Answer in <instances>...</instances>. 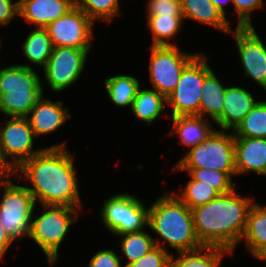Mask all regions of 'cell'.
<instances>
[{"mask_svg":"<svg viewBox=\"0 0 266 267\" xmlns=\"http://www.w3.org/2000/svg\"><path fill=\"white\" fill-rule=\"evenodd\" d=\"M171 255L165 247L155 246L138 261L126 267H171Z\"/></svg>","mask_w":266,"mask_h":267,"instance_id":"836d02e7","label":"cell"},{"mask_svg":"<svg viewBox=\"0 0 266 267\" xmlns=\"http://www.w3.org/2000/svg\"><path fill=\"white\" fill-rule=\"evenodd\" d=\"M95 23L76 5L45 28L54 47L91 49Z\"/></svg>","mask_w":266,"mask_h":267,"instance_id":"7c38bea8","label":"cell"},{"mask_svg":"<svg viewBox=\"0 0 266 267\" xmlns=\"http://www.w3.org/2000/svg\"><path fill=\"white\" fill-rule=\"evenodd\" d=\"M75 6V0H23L19 16L34 27L45 28Z\"/></svg>","mask_w":266,"mask_h":267,"instance_id":"e0dca14e","label":"cell"},{"mask_svg":"<svg viewBox=\"0 0 266 267\" xmlns=\"http://www.w3.org/2000/svg\"><path fill=\"white\" fill-rule=\"evenodd\" d=\"M91 49L73 47H54L43 68L45 79L50 89L61 92L75 83L85 68L86 60Z\"/></svg>","mask_w":266,"mask_h":267,"instance_id":"8fae6325","label":"cell"},{"mask_svg":"<svg viewBox=\"0 0 266 267\" xmlns=\"http://www.w3.org/2000/svg\"><path fill=\"white\" fill-rule=\"evenodd\" d=\"M30 65L0 67V112L7 117H27L43 96L41 79Z\"/></svg>","mask_w":266,"mask_h":267,"instance_id":"277c9868","label":"cell"},{"mask_svg":"<svg viewBox=\"0 0 266 267\" xmlns=\"http://www.w3.org/2000/svg\"><path fill=\"white\" fill-rule=\"evenodd\" d=\"M147 15H182L181 0H149Z\"/></svg>","mask_w":266,"mask_h":267,"instance_id":"e575fe53","label":"cell"},{"mask_svg":"<svg viewBox=\"0 0 266 267\" xmlns=\"http://www.w3.org/2000/svg\"><path fill=\"white\" fill-rule=\"evenodd\" d=\"M226 89L227 86L221 84L214 71L204 79L200 101L201 117L206 118L209 115L216 121L222 115Z\"/></svg>","mask_w":266,"mask_h":267,"instance_id":"7402d4cb","label":"cell"},{"mask_svg":"<svg viewBox=\"0 0 266 267\" xmlns=\"http://www.w3.org/2000/svg\"><path fill=\"white\" fill-rule=\"evenodd\" d=\"M181 9L184 21H197L228 34L232 31L227 17L223 16L211 0H181Z\"/></svg>","mask_w":266,"mask_h":267,"instance_id":"d6986e66","label":"cell"},{"mask_svg":"<svg viewBox=\"0 0 266 267\" xmlns=\"http://www.w3.org/2000/svg\"><path fill=\"white\" fill-rule=\"evenodd\" d=\"M208 56L198 53L183 69L176 88L168 95L171 117L200 116V101L204 79L212 72Z\"/></svg>","mask_w":266,"mask_h":267,"instance_id":"ba28073f","label":"cell"},{"mask_svg":"<svg viewBox=\"0 0 266 267\" xmlns=\"http://www.w3.org/2000/svg\"><path fill=\"white\" fill-rule=\"evenodd\" d=\"M11 176H14V172L9 166H7L0 154V182Z\"/></svg>","mask_w":266,"mask_h":267,"instance_id":"ab89813d","label":"cell"},{"mask_svg":"<svg viewBox=\"0 0 266 267\" xmlns=\"http://www.w3.org/2000/svg\"><path fill=\"white\" fill-rule=\"evenodd\" d=\"M233 133L234 137L266 138V100L258 101Z\"/></svg>","mask_w":266,"mask_h":267,"instance_id":"f1b7e54d","label":"cell"},{"mask_svg":"<svg viewBox=\"0 0 266 267\" xmlns=\"http://www.w3.org/2000/svg\"><path fill=\"white\" fill-rule=\"evenodd\" d=\"M190 209L206 204L215 199L219 193L204 182L189 179L180 194L173 192Z\"/></svg>","mask_w":266,"mask_h":267,"instance_id":"1f68e13d","label":"cell"},{"mask_svg":"<svg viewBox=\"0 0 266 267\" xmlns=\"http://www.w3.org/2000/svg\"><path fill=\"white\" fill-rule=\"evenodd\" d=\"M149 208L138 197L124 193V216L121 234L138 232L148 227Z\"/></svg>","mask_w":266,"mask_h":267,"instance_id":"83f0119b","label":"cell"},{"mask_svg":"<svg viewBox=\"0 0 266 267\" xmlns=\"http://www.w3.org/2000/svg\"><path fill=\"white\" fill-rule=\"evenodd\" d=\"M232 2L234 3V0H211V2L216 6V8L223 14V16L226 17V11L224 6H226V4L228 2Z\"/></svg>","mask_w":266,"mask_h":267,"instance_id":"60d3db41","label":"cell"},{"mask_svg":"<svg viewBox=\"0 0 266 267\" xmlns=\"http://www.w3.org/2000/svg\"><path fill=\"white\" fill-rule=\"evenodd\" d=\"M173 168H204L236 175L234 133L215 130L205 141L187 149L185 156Z\"/></svg>","mask_w":266,"mask_h":267,"instance_id":"8992f818","label":"cell"},{"mask_svg":"<svg viewBox=\"0 0 266 267\" xmlns=\"http://www.w3.org/2000/svg\"><path fill=\"white\" fill-rule=\"evenodd\" d=\"M226 253L231 254L227 249L212 246L178 252L177 258L171 255V267H218Z\"/></svg>","mask_w":266,"mask_h":267,"instance_id":"603a6c76","label":"cell"},{"mask_svg":"<svg viewBox=\"0 0 266 267\" xmlns=\"http://www.w3.org/2000/svg\"><path fill=\"white\" fill-rule=\"evenodd\" d=\"M254 258H256L257 260H261L266 261V247H264L263 249H261L255 256Z\"/></svg>","mask_w":266,"mask_h":267,"instance_id":"b9f144b4","label":"cell"},{"mask_svg":"<svg viewBox=\"0 0 266 267\" xmlns=\"http://www.w3.org/2000/svg\"><path fill=\"white\" fill-rule=\"evenodd\" d=\"M66 143L44 148L26 160L14 176L24 174L31 187H26L34 196L35 202L42 205L70 206L82 208L79 194V181L76 175L74 157L66 148Z\"/></svg>","mask_w":266,"mask_h":267,"instance_id":"6da1fadb","label":"cell"},{"mask_svg":"<svg viewBox=\"0 0 266 267\" xmlns=\"http://www.w3.org/2000/svg\"><path fill=\"white\" fill-rule=\"evenodd\" d=\"M34 137L27 117H9V121L0 127V154L13 172L44 149L33 150ZM8 157L13 161H8Z\"/></svg>","mask_w":266,"mask_h":267,"instance_id":"30bf717a","label":"cell"},{"mask_svg":"<svg viewBox=\"0 0 266 267\" xmlns=\"http://www.w3.org/2000/svg\"><path fill=\"white\" fill-rule=\"evenodd\" d=\"M167 99L154 88H139L133 100L131 111L142 122L151 125L162 114L166 107Z\"/></svg>","mask_w":266,"mask_h":267,"instance_id":"44dd1931","label":"cell"},{"mask_svg":"<svg viewBox=\"0 0 266 267\" xmlns=\"http://www.w3.org/2000/svg\"><path fill=\"white\" fill-rule=\"evenodd\" d=\"M120 260L115 251L105 249L91 257L88 267H123Z\"/></svg>","mask_w":266,"mask_h":267,"instance_id":"8d00e7d4","label":"cell"},{"mask_svg":"<svg viewBox=\"0 0 266 267\" xmlns=\"http://www.w3.org/2000/svg\"><path fill=\"white\" fill-rule=\"evenodd\" d=\"M173 171H187L194 180L213 187L219 194H226L235 189L232 178L226 172L204 168H173Z\"/></svg>","mask_w":266,"mask_h":267,"instance_id":"f546056e","label":"cell"},{"mask_svg":"<svg viewBox=\"0 0 266 267\" xmlns=\"http://www.w3.org/2000/svg\"><path fill=\"white\" fill-rule=\"evenodd\" d=\"M258 101L241 86L227 87L222 115L215 121L221 130L234 131Z\"/></svg>","mask_w":266,"mask_h":267,"instance_id":"2e32d148","label":"cell"},{"mask_svg":"<svg viewBox=\"0 0 266 267\" xmlns=\"http://www.w3.org/2000/svg\"><path fill=\"white\" fill-rule=\"evenodd\" d=\"M236 175L258 173L266 177V138L234 137Z\"/></svg>","mask_w":266,"mask_h":267,"instance_id":"5bb4252c","label":"cell"},{"mask_svg":"<svg viewBox=\"0 0 266 267\" xmlns=\"http://www.w3.org/2000/svg\"><path fill=\"white\" fill-rule=\"evenodd\" d=\"M121 237V248L123 256L128 260L127 264L123 265L126 267L128 264L138 261L144 255H146L155 246L163 247L161 239L155 240L151 235L144 231L130 232L117 235Z\"/></svg>","mask_w":266,"mask_h":267,"instance_id":"4316f807","label":"cell"},{"mask_svg":"<svg viewBox=\"0 0 266 267\" xmlns=\"http://www.w3.org/2000/svg\"><path fill=\"white\" fill-rule=\"evenodd\" d=\"M244 69V75L253 79L266 91V45L253 27H236L230 32Z\"/></svg>","mask_w":266,"mask_h":267,"instance_id":"4fadbf2b","label":"cell"},{"mask_svg":"<svg viewBox=\"0 0 266 267\" xmlns=\"http://www.w3.org/2000/svg\"><path fill=\"white\" fill-rule=\"evenodd\" d=\"M253 198L233 189L192 210L195 232L203 246L221 247L231 254L245 231Z\"/></svg>","mask_w":266,"mask_h":267,"instance_id":"7a4b0ae2","label":"cell"},{"mask_svg":"<svg viewBox=\"0 0 266 267\" xmlns=\"http://www.w3.org/2000/svg\"><path fill=\"white\" fill-rule=\"evenodd\" d=\"M0 223L13 241L29 236L36 202L32 193L25 187L15 185L8 177L0 182Z\"/></svg>","mask_w":266,"mask_h":267,"instance_id":"52a82bcc","label":"cell"},{"mask_svg":"<svg viewBox=\"0 0 266 267\" xmlns=\"http://www.w3.org/2000/svg\"><path fill=\"white\" fill-rule=\"evenodd\" d=\"M75 5L94 23L103 20L109 24L113 17H119V0H75Z\"/></svg>","mask_w":266,"mask_h":267,"instance_id":"4dcf8cb0","label":"cell"},{"mask_svg":"<svg viewBox=\"0 0 266 267\" xmlns=\"http://www.w3.org/2000/svg\"><path fill=\"white\" fill-rule=\"evenodd\" d=\"M150 82L166 98L176 88L185 66L198 54L186 53L178 46H151Z\"/></svg>","mask_w":266,"mask_h":267,"instance_id":"9c48e42d","label":"cell"},{"mask_svg":"<svg viewBox=\"0 0 266 267\" xmlns=\"http://www.w3.org/2000/svg\"><path fill=\"white\" fill-rule=\"evenodd\" d=\"M44 212L32 216L29 236L45 253L50 266L58 260V250L81 209L70 206L42 205Z\"/></svg>","mask_w":266,"mask_h":267,"instance_id":"5b68a950","label":"cell"},{"mask_svg":"<svg viewBox=\"0 0 266 267\" xmlns=\"http://www.w3.org/2000/svg\"><path fill=\"white\" fill-rule=\"evenodd\" d=\"M148 227L177 253L203 247L195 232L192 210L172 192L149 206Z\"/></svg>","mask_w":266,"mask_h":267,"instance_id":"3957f363","label":"cell"},{"mask_svg":"<svg viewBox=\"0 0 266 267\" xmlns=\"http://www.w3.org/2000/svg\"><path fill=\"white\" fill-rule=\"evenodd\" d=\"M242 240L253 257L266 247V206L254 202L248 214Z\"/></svg>","mask_w":266,"mask_h":267,"instance_id":"ffe728a7","label":"cell"},{"mask_svg":"<svg viewBox=\"0 0 266 267\" xmlns=\"http://www.w3.org/2000/svg\"><path fill=\"white\" fill-rule=\"evenodd\" d=\"M263 0H234L233 6L238 15L237 27H253L251 12L261 8Z\"/></svg>","mask_w":266,"mask_h":267,"instance_id":"d590c367","label":"cell"},{"mask_svg":"<svg viewBox=\"0 0 266 267\" xmlns=\"http://www.w3.org/2000/svg\"><path fill=\"white\" fill-rule=\"evenodd\" d=\"M13 242L14 241L7 234L3 225L0 223V260H2L3 255L6 253Z\"/></svg>","mask_w":266,"mask_h":267,"instance_id":"f35d334b","label":"cell"},{"mask_svg":"<svg viewBox=\"0 0 266 267\" xmlns=\"http://www.w3.org/2000/svg\"><path fill=\"white\" fill-rule=\"evenodd\" d=\"M173 125L169 134H176L180 144L185 147H196L205 141L216 129L211 127L207 118L199 115L174 116Z\"/></svg>","mask_w":266,"mask_h":267,"instance_id":"ac0fdd59","label":"cell"},{"mask_svg":"<svg viewBox=\"0 0 266 267\" xmlns=\"http://www.w3.org/2000/svg\"><path fill=\"white\" fill-rule=\"evenodd\" d=\"M15 16H19V3L13 0H0V25H8Z\"/></svg>","mask_w":266,"mask_h":267,"instance_id":"74e56055","label":"cell"},{"mask_svg":"<svg viewBox=\"0 0 266 267\" xmlns=\"http://www.w3.org/2000/svg\"><path fill=\"white\" fill-rule=\"evenodd\" d=\"M104 227L114 235L121 234V222L124 216V193H118L106 199L100 211Z\"/></svg>","mask_w":266,"mask_h":267,"instance_id":"d6a6232c","label":"cell"},{"mask_svg":"<svg viewBox=\"0 0 266 267\" xmlns=\"http://www.w3.org/2000/svg\"><path fill=\"white\" fill-rule=\"evenodd\" d=\"M147 26L152 34V46H177L170 40L180 32L183 15H147Z\"/></svg>","mask_w":266,"mask_h":267,"instance_id":"cb8c5ba5","label":"cell"},{"mask_svg":"<svg viewBox=\"0 0 266 267\" xmlns=\"http://www.w3.org/2000/svg\"><path fill=\"white\" fill-rule=\"evenodd\" d=\"M104 85L110 100L116 106H129L131 109L141 84L136 77L122 74L107 78Z\"/></svg>","mask_w":266,"mask_h":267,"instance_id":"484cf974","label":"cell"},{"mask_svg":"<svg viewBox=\"0 0 266 267\" xmlns=\"http://www.w3.org/2000/svg\"><path fill=\"white\" fill-rule=\"evenodd\" d=\"M23 53L28 62L45 67L53 51V43L46 28L36 27L23 43Z\"/></svg>","mask_w":266,"mask_h":267,"instance_id":"d4e9b609","label":"cell"},{"mask_svg":"<svg viewBox=\"0 0 266 267\" xmlns=\"http://www.w3.org/2000/svg\"><path fill=\"white\" fill-rule=\"evenodd\" d=\"M30 126L36 137L58 130L66 120L71 118L68 108L60 100L52 101L43 96L27 115Z\"/></svg>","mask_w":266,"mask_h":267,"instance_id":"9a60e30c","label":"cell"}]
</instances>
